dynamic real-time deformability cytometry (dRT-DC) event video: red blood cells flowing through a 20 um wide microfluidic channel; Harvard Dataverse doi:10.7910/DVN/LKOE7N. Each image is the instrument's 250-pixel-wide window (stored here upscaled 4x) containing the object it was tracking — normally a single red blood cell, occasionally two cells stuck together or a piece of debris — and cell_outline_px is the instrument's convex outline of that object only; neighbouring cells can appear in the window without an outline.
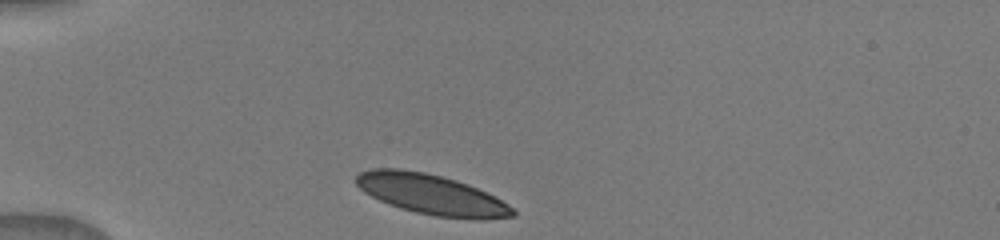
{"species": "human", "species_latin": "Homo sapiens", "temperature_condition": "warm", "stored_images_in_passage": 3, "camera_frame_rate_fps": 3000, "um_per_image_px": 0.085, "donor": {"sex": "male"}, "frame": {"image": 1, "passage_image": 1, "time_ms": 0.0, "image_size_px": [1000, 240], "cell_outline_px": [[516, 216], [488, 220], [476, 220], [436, 216], [416, 212], [400, 208], [380, 200], [364, 192], [356, 184], [356, 176], [360, 172], [372, 168], [400, 168], [424, 172], [456, 180], [468, 184], [508, 204], [516, 212]], "centroid_in_image_um": [36.68, 16.54], "position_along_channel_um": 48.3, "area_um2": 36.59}}
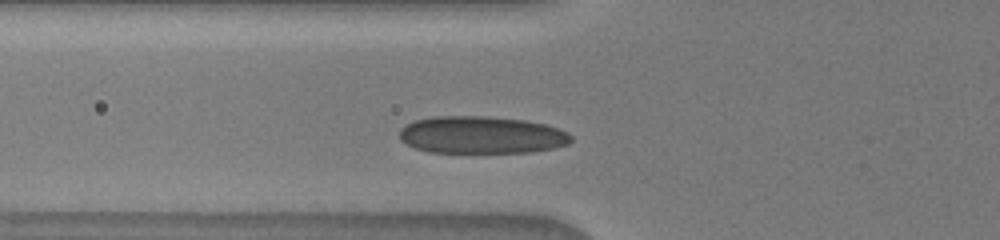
{"frame": {"image": 2, "passage_image": 3, "time_ms": 1.667, "image_size_px": [1000, 240], "cell_outline_px": [[572, 140], [568, 144], [552, 148], [532, 152], [428, 152], [416, 148], [400, 140], [400, 128], [412, 120], [432, 116], [488, 116], [524, 120], [544, 124], [568, 132], [572, 136]], "centroid_in_image_um": [40.9, 11.46], "position_along_channel_um": 84.9, "area_um2": 37.4}}